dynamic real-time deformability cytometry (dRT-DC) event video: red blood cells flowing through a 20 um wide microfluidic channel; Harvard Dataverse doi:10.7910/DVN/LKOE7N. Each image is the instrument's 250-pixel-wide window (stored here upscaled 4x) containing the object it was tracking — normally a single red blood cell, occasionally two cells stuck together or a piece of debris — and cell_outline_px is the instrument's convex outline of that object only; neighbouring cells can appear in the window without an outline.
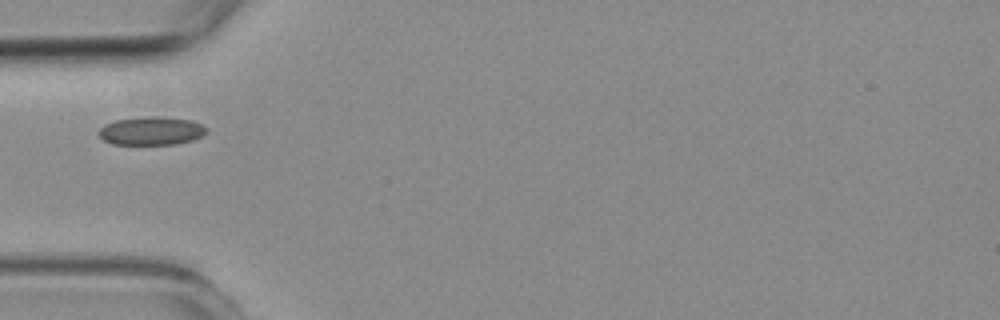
{"species": "common noctule bat (a hibernating species)", "species_latin": "Nyctalus noctula", "temperature_condition": "room temperature", "stored_images_in_passage": 1, "camera_frame_rate_fps": 3000, "um_per_image_px": 0.085, "animal": {"sex": "female", "body_mass_g": 19.3, "forearm_length_mm": 54.1}, "frame": {"image": 1, "passage_image": 1, "time_ms": 0.0, "image_size_px": [1000, 320], "cell_outline_px": [[208, 132], [204, 136], [192, 140], [176, 144], [112, 144], [104, 140], [100, 136], [100, 128], [104, 124], [116, 120], [192, 120], [208, 128]], "centroid_in_image_um": [12.9, 11.2], "position_along_channel_um": 72.1, "area_um2": 16.59}}